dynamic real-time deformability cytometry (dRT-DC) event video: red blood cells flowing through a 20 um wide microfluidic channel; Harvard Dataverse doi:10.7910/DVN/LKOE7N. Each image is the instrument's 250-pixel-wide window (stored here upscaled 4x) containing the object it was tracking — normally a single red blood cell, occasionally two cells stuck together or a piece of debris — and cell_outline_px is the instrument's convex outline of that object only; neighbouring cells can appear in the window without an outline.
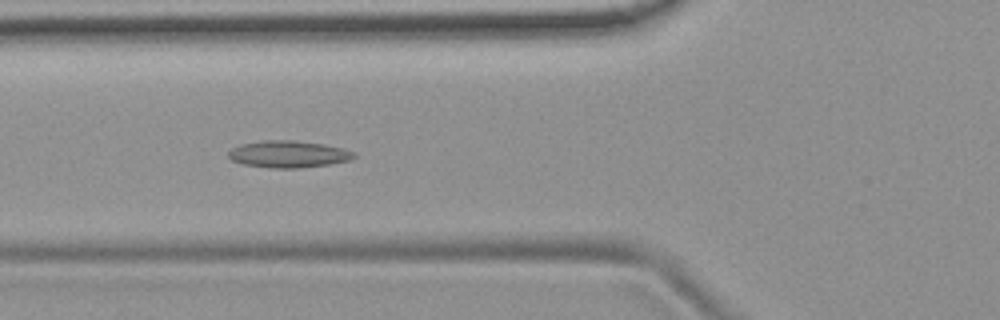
{"species": "common noctule bat (a hibernating species)", "species_latin": "Nyctalus noctula", "temperature_condition": "room temperature", "stored_images_in_passage": 55, "camera_frame_rate_fps": 3000, "um_per_image_px": 0.085, "animal": {"sex": "female", "body_mass_g": 19.9}, "frame": {"image": 1, "passage_image": 20, "time_ms": 6.333, "image_size_px": [1000, 320], "cell_outline_px": [[356, 156], [348, 160], [328, 164], [300, 168], [272, 168], [244, 164], [232, 160], [228, 156], [228, 152], [232, 148], [240, 144], [260, 140], [296, 140], [324, 144], [344, 148], [356, 152]], "centroid_in_image_um": [24.51, 13.09], "position_along_channel_um": 101.3, "area_um2": 19.77}}
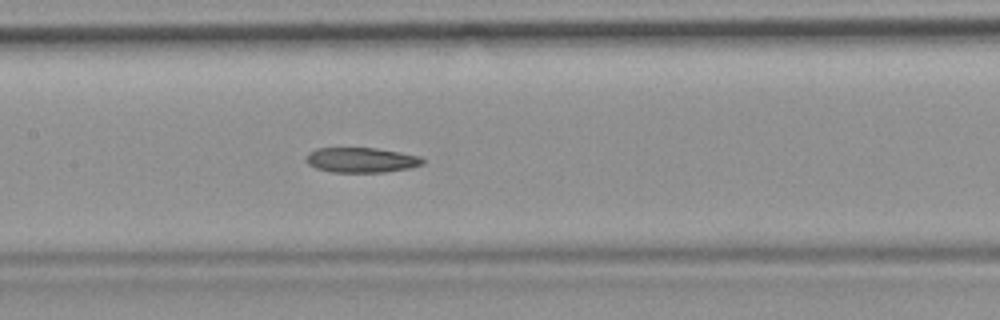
{"frame": {"image": 2, "passage_image": 26, "time_ms": 8.333, "image_size_px": [1000, 320], "cell_outline_px": [[424, 164], [408, 168], [384, 172], [332, 172], [316, 168], [308, 164], [304, 160], [308, 152], [316, 148], [376, 148], [400, 152], [420, 156], [424, 160]], "centroid_in_image_um": [30.68, 13.6], "position_along_channel_um": 176.7, "area_um2": 17.05}}
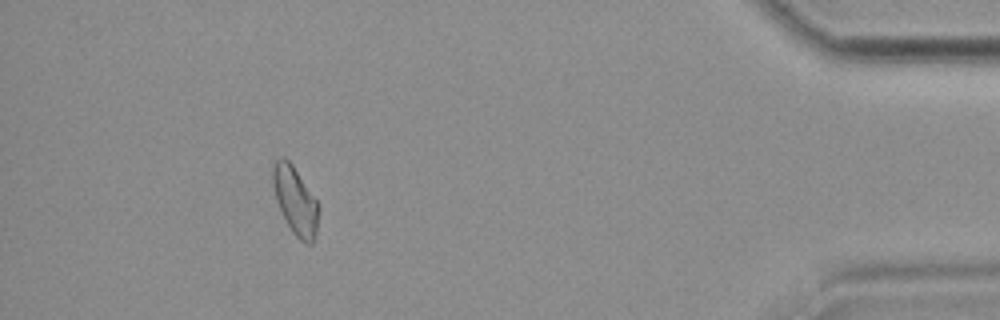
{"frame": {"image": 3, "passage_image": 49, "time_ms": 16.0, "image_size_px": [1000, 320], "cell_outline_px": [[320, 208], [316, 232], [312, 244], [308, 244], [300, 240], [292, 232], [276, 200], [272, 184], [272, 164], [280, 156], [284, 156], [292, 164], [320, 204]], "centroid_in_image_um": [25.11, 17.02], "position_along_channel_um": 410.1, "area_um2": 18.21}, "authors_computed_cell_mechanics": {"area_um2": 18.2648, "velocity_mm_per_s": 3.7641, "shape_relaxation_time_tau1_ms": null, "shape_relaxation_time_tau2_ms": 8.519, "deformation_change_tau1": null, "deformation_change_tau2": 0.1638}}